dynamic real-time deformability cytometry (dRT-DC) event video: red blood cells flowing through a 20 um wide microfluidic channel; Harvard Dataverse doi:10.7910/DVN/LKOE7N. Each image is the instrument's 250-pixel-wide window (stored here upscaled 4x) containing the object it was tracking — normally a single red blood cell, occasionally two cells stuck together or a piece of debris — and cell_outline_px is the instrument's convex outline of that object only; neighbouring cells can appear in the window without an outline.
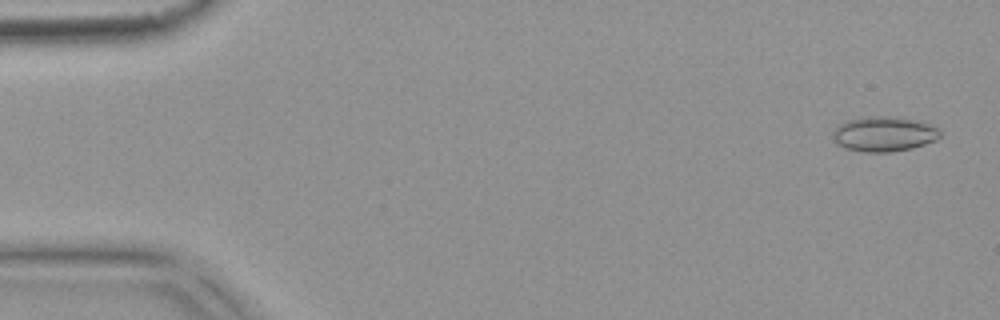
{"species": "common noctule bat (a hibernating species)", "species_latin": "Nyctalus noctula", "temperature_condition": "warm", "stored_images_in_passage": 4, "camera_frame_rate_fps": 3000, "um_per_image_px": 0.085, "animal": {"sex": "female", "body_mass_g": 18.4}, "frame": {"image": 1, "passage_image": 1, "time_ms": 0.0, "image_size_px": [1000, 320], "cell_outline_px": [[940, 136], [936, 140], [912, 148], [888, 152], [864, 152], [844, 148], [832, 136], [832, 132], [840, 124], [848, 120], [860, 116], [896, 116], [916, 120], [928, 124], [936, 128], [940, 132]], "centroid_in_image_um": [75.12, 11.37], "position_along_channel_um": 9.9, "area_um2": 21.79}}